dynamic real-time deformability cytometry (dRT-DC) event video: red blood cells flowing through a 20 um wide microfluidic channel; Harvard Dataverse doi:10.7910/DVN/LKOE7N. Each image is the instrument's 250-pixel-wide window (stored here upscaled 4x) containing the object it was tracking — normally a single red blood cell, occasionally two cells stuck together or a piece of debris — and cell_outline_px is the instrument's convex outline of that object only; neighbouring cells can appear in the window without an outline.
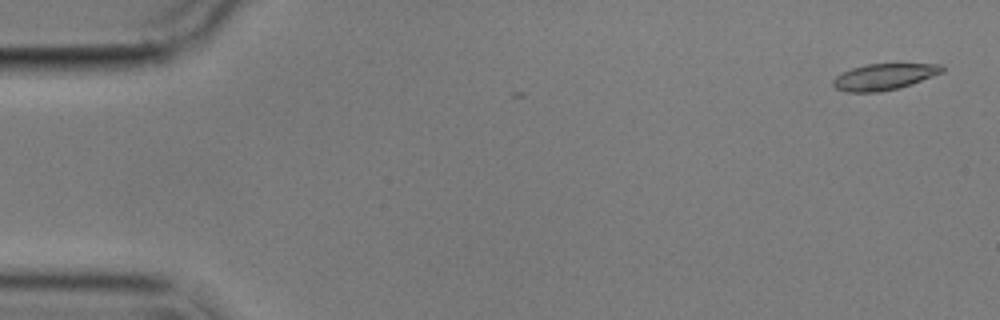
{"species": "common noctule bat (a hibernating species)", "species_latin": "Nyctalus noctula", "temperature_condition": "cold", "stored_images_in_passage": 5, "camera_frame_rate_fps": 3000, "um_per_image_px": 0.085, "animal": {"sex": "male", "body_mass_g": 17.9}, "frame": {"image": 1, "passage_image": 1, "time_ms": 0.0, "image_size_px": [1000, 320], "cell_outline_px": [[944, 72], [912, 84], [900, 88], [880, 92], [848, 92], [836, 88], [832, 84], [832, 80], [836, 76], [852, 68], [868, 64], [940, 64], [944, 68]], "centroid_in_image_um": [75.16, 6.53], "position_along_channel_um": 9.8, "area_um2": 16.65}}